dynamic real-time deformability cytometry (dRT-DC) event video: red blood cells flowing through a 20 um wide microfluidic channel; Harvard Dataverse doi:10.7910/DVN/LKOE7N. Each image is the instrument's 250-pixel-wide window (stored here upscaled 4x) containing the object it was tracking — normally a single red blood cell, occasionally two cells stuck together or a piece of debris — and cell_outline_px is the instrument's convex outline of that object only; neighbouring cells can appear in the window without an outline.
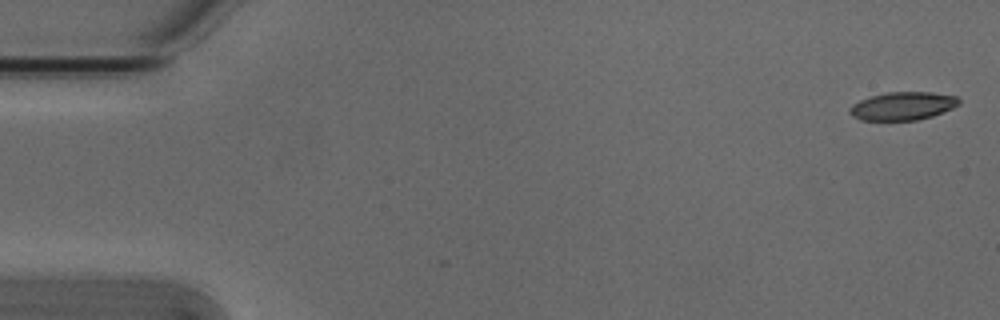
{"species": "Egyptian fruit bat (a non-hibernating species)", "species_latin": "Rousettus aegyptiacus", "temperature_condition": "cold", "stored_images_in_passage": 5, "segment_of_instrument_passage": [1, 2], "camera_frame_rate_fps": 3000, "um_per_image_px": 0.085, "animal": {"sex": "male"}, "frame": {"image": 1, "passage_image": 1, "time_ms": 0.0, "image_size_px": [1000, 320], "cell_outline_px": [[960, 104], [952, 108], [932, 116], [916, 120], [860, 120], [852, 116], [848, 112], [848, 108], [852, 104], [860, 100], [872, 96], [888, 92], [932, 92], [956, 96], [960, 100]], "centroid_in_image_um": [76.71, 9.01], "position_along_channel_um": 8.3, "area_um2": 17.92}}
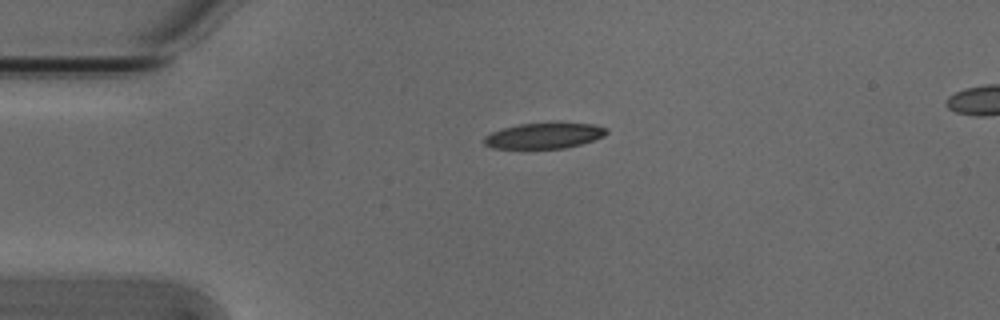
{"frame": {"image": 2, "passage_image": 4, "time_ms": 1.0, "image_size_px": [1000, 320], "cell_outline_px": [[608, 132], [604, 136], [580, 144], [564, 148], [492, 148], [484, 144], [484, 136], [492, 132], [504, 128], [520, 124], [596, 124], [608, 128]], "centroid_in_image_um": [46.25, 11.54], "position_along_channel_um": 38.7, "area_um2": 17.86}}